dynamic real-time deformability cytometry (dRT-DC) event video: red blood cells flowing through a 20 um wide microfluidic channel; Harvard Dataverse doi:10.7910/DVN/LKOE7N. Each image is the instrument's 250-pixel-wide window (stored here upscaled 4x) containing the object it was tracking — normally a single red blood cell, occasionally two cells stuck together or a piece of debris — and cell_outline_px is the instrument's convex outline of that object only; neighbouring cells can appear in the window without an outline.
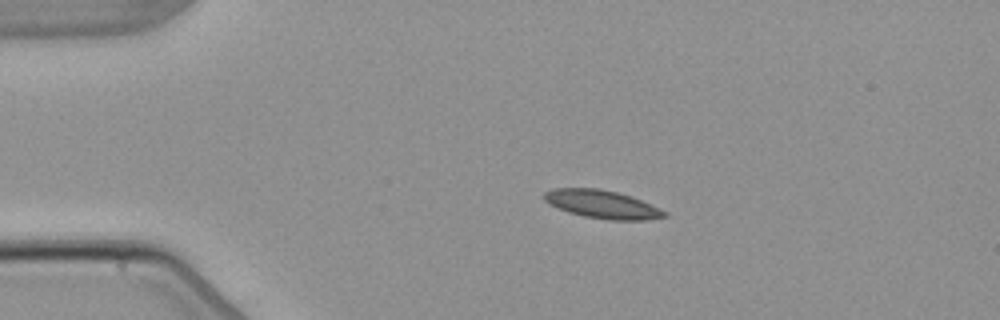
{"species": "common noctule bat (a hibernating species)", "species_latin": "Nyctalus noctula", "temperature_condition": "warm", "stored_images_in_passage": 3, "camera_frame_rate_fps": 3000, "um_per_image_px": 0.085, "animal": {"sex": "male", "body_mass_g": 21.5, "forearm_length_mm": 52.0}, "frame": {"image": 1, "passage_image": 3, "time_ms": 3.333, "image_size_px": [1000, 320], "cell_outline_px": [[668, 216], [644, 220], [608, 220], [584, 216], [568, 212], [548, 204], [544, 200], [544, 192], [552, 188], [600, 188], [632, 196], [660, 208], [668, 212]], "centroid_in_image_um": [51.18, 17.36], "position_along_channel_um": 33.8, "area_um2": 19.88}}